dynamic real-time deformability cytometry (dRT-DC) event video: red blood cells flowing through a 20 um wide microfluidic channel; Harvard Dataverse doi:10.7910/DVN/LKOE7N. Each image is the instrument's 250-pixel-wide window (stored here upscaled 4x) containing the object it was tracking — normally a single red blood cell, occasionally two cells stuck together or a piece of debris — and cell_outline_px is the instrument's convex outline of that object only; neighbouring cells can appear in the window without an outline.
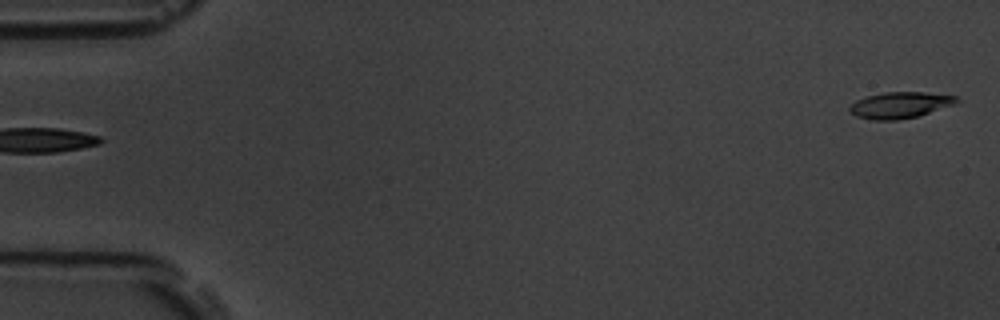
{"species": "common noctule bat (a hibernating species)", "species_latin": "Nyctalus noctula", "temperature_condition": "room temperature", "stored_images_in_passage": 2, "segment_of_instrument_passage": [2, 2], "camera_frame_rate_fps": 3000, "um_per_image_px": 0.085, "animal": {"sex": "male", "body_mass_g": 19.5, "forearm_length_mm": 54.6}, "frame": {"image": 1, "passage_image": 2, "time_ms": 1.333, "image_size_px": [1000, 320], "cell_outline_px": [[960, 100], [956, 104], [920, 116], [896, 120], [872, 120], [856, 116], [848, 112], [848, 108], [856, 100], [868, 96], [884, 92], [924, 92], [956, 96]], "centroid_in_image_um": [76.51, 8.94], "position_along_channel_um": 8.5, "area_um2": 16.53}}